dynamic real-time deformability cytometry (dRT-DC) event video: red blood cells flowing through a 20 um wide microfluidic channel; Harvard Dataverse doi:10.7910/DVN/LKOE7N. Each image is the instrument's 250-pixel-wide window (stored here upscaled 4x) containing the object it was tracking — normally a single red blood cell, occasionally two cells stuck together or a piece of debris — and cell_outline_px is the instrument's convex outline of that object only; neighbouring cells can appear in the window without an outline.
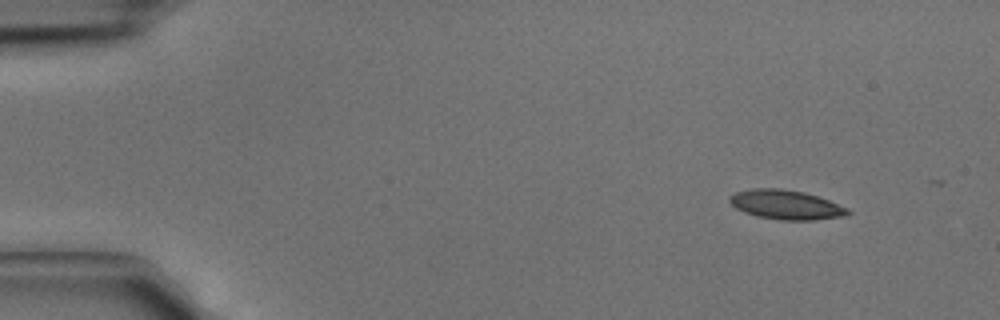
{"species": "common noctule bat (a hibernating species)", "species_latin": "Nyctalus noctula", "temperature_condition": "cold", "stored_images_in_passage": 4, "camera_frame_rate_fps": 3000, "um_per_image_px": 0.085, "animal": {"sex": "male", "body_mass_g": 15.6}, "frame": {"image": 1, "passage_image": 1, "time_ms": 0.0, "image_size_px": [1000, 320], "cell_outline_px": [[852, 212], [848, 216], [816, 220], [780, 220], [756, 216], [744, 212], [736, 208], [728, 200], [728, 196], [736, 192], [752, 188], [780, 188], [804, 192], [828, 200], [848, 208]], "centroid_in_image_um": [66.82, 17.41], "position_along_channel_um": 18.2, "area_um2": 20.4}}
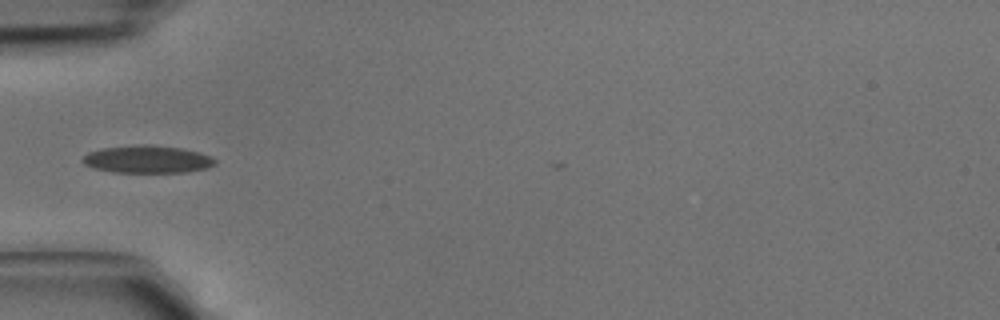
{"frame": {"image": 2, "passage_image": 3, "time_ms": 0.667, "image_size_px": [1000, 320], "cell_outline_px": [[216, 164], [208, 168], [188, 172], [112, 172], [96, 168], [84, 164], [80, 160], [88, 152], [104, 148], [136, 144], [148, 144], [180, 148], [200, 152], [212, 156], [216, 160]], "centroid_in_image_um": [12.56, 13.53], "position_along_channel_um": 72.4, "area_um2": 21.39}}